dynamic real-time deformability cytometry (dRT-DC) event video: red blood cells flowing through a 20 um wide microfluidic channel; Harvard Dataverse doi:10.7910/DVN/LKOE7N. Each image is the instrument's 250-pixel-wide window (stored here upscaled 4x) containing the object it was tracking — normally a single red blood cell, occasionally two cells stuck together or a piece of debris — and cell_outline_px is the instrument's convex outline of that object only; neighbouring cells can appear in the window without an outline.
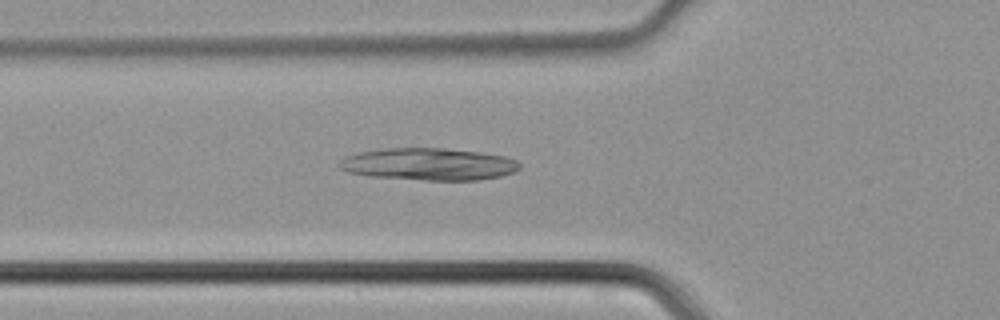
{"species": "common noctule bat (a hibernating species)", "species_latin": "Nyctalus noctula", "temperature_condition": "cold", "stored_images_in_passage": 31, "camera_frame_rate_fps": 3000, "um_per_image_px": 0.085, "animal": {"sex": "male", "body_mass_g": 21.5, "forearm_length_mm": 52.0}, "frame": {"image": 1, "passage_image": 2, "time_ms": 0.333, "image_size_px": [1000, 320], "cell_outline_px": [[520, 168], [516, 172], [500, 176], [476, 180], [424, 180], [372, 176], [348, 172], [340, 168], [336, 164], [344, 156], [360, 152], [380, 148], [444, 148], [476, 152], [504, 156], [516, 160], [520, 164]], "centroid_in_image_um": [36.41, 13.95], "position_along_channel_um": 89.4, "area_um2": 33.81}}
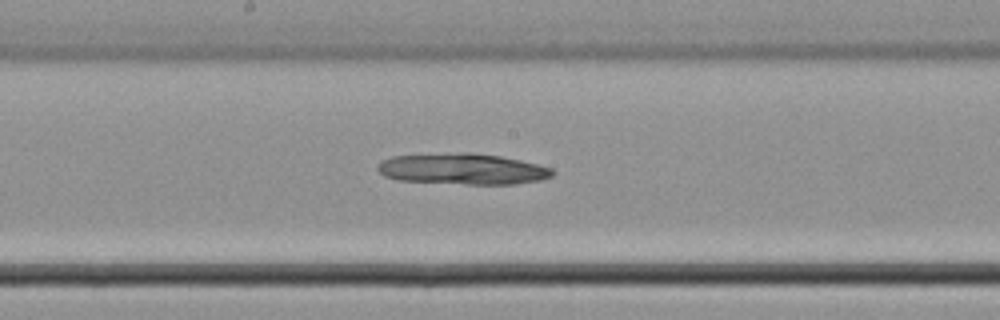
{"frame": {"image": 2, "passage_image": 10, "time_ms": 3.0, "image_size_px": [1000, 320], "cell_outline_px": [[556, 172], [552, 176], [540, 180], [516, 184], [468, 184], [396, 180], [384, 176], [376, 168], [380, 160], [392, 156], [464, 152], [468, 152], [500, 156], [520, 160], [552, 168]], "centroid_in_image_um": [39.31, 14.36], "position_along_channel_um": 208.9, "area_um2": 31.67}}
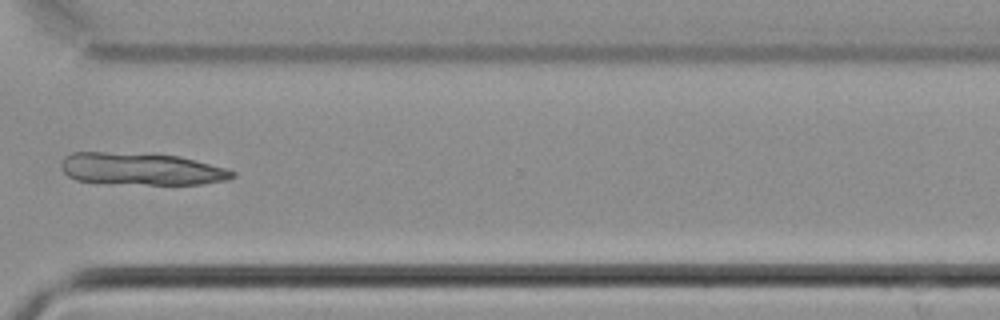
{"frame": {"image": 3, "passage_image": 20, "time_ms": 6.333, "image_size_px": [1000, 320], "cell_outline_px": [[236, 176], [228, 180], [200, 184], [148, 184], [76, 180], [68, 176], [60, 168], [60, 164], [64, 156], [72, 152], [104, 152], [180, 156], [224, 168], [236, 172]], "centroid_in_image_um": [12.0, 14.35], "position_along_channel_um": 358.6, "area_um2": 31.67}}